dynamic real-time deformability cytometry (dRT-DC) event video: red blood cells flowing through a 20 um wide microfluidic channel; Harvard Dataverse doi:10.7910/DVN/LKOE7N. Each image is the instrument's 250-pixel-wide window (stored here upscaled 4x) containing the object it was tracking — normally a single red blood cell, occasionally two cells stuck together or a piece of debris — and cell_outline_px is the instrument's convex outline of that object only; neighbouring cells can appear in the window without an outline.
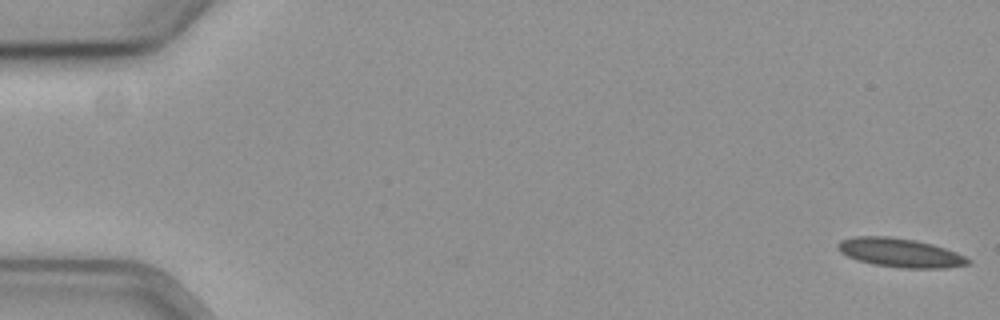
{"species": "common noctule bat (a hibernating species)", "species_latin": "Nyctalus noctula", "temperature_condition": "cold", "stored_images_in_passage": 15, "camera_frame_rate_fps": 3000, "um_per_image_px": 0.085, "animal": {"sex": "female", "body_mass_g": 19.3, "forearm_length_mm": 54.1}, "frame": {"image": 1, "passage_image": 1, "time_ms": 0.0, "image_size_px": [1000, 320], "cell_outline_px": [[972, 264], [948, 268], [904, 268], [872, 264], [856, 260], [840, 252], [836, 244], [840, 240], [856, 236], [888, 236], [916, 240], [932, 244], [956, 252], [972, 260]], "centroid_in_image_um": [76.52, 21.48], "position_along_channel_um": 8.5, "area_um2": 22.08}}